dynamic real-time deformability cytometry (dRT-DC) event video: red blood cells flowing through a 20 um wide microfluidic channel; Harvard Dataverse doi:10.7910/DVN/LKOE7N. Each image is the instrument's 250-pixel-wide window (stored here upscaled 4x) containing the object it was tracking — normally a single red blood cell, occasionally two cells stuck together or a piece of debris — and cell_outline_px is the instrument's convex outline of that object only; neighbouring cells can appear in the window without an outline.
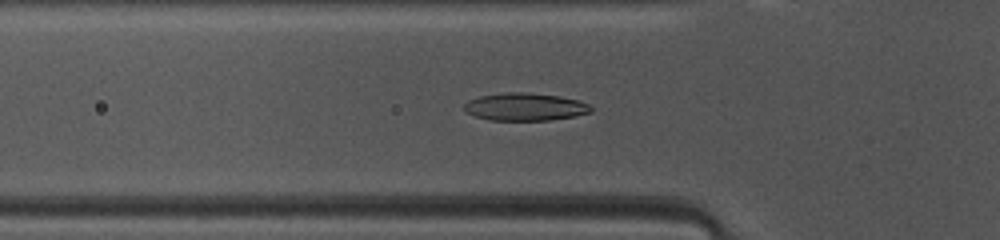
{"species": "common noctule bat (a hibernating species)", "species_latin": "Nyctalus noctula", "temperature_condition": "warm", "stored_images_in_passage": 43, "camera_frame_rate_fps": 3000, "um_per_image_px": 0.085, "animal": {"sex": "female", "body_mass_g": 10.0, "forearm_length_mm": 53.1}, "frame": {"image": 1, "passage_image": 10, "time_ms": 3.0, "image_size_px": [1000, 240], "cell_outline_px": [[592, 112], [576, 116], [552, 120], [492, 120], [476, 116], [468, 112], [464, 108], [464, 104], [468, 100], [480, 96], [504, 92], [524, 92], [560, 96], [580, 100], [588, 104], [592, 108]], "centroid_in_image_um": [44.67, 9.07], "position_along_channel_um": 81.1, "area_um2": 20.46}}
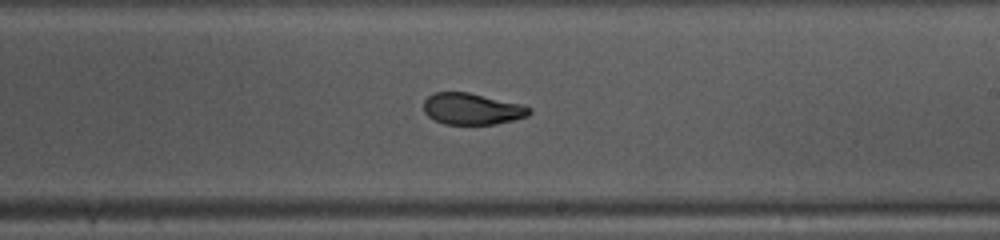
{"frame": {"image": 2, "passage_image": 22, "time_ms": 7.0, "image_size_px": [1000, 240], "cell_outline_px": [[532, 112], [528, 116], [496, 124], [444, 124], [428, 116], [424, 112], [424, 100], [428, 96], [436, 92], [468, 92], [524, 104], [532, 108]], "centroid_in_image_um": [40.16, 9.25], "position_along_channel_um": 248.8, "area_um2": 19.48}}
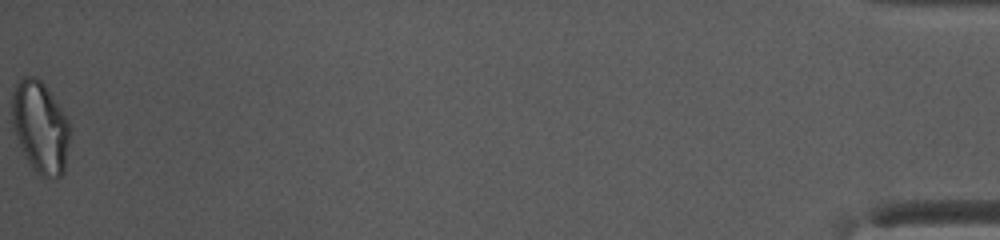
{"frame": {"image": 3, "passage_image": 43, "time_ms": 14.0, "image_size_px": [1000, 240], "cell_outline_px": [[72, 128], [64, 172], [60, 176], [40, 176], [28, 164], [12, 128], [12, 92], [16, 80], [20, 76], [36, 76], [44, 84], [68, 120]], "centroid_in_image_um": [3.41, 10.78], "position_along_channel_um": 431.8, "area_um2": 31.33}, "authors_computed_cell_mechanics": {"area_um2": 20.4034, "velocity_mm_per_s": 4.1619, "shape_relaxation_time_tau1_ms": 4.3643, "shape_relaxation_time_tau2_ms": 1.6159, "deformation_change_tau1": 0.1652, "deformation_change_tau2": 0.0743}}